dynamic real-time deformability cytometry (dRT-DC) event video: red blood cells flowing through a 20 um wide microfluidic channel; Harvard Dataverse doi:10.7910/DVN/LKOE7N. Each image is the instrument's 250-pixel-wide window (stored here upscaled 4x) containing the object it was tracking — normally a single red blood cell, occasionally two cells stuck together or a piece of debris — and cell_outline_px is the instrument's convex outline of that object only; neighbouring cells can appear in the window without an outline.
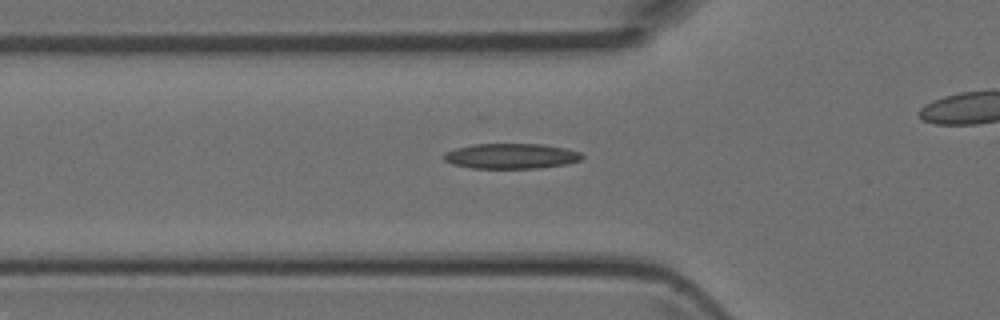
{"species": "Egyptian fruit bat (a non-hibernating species)", "species_latin": "Rousettus aegyptiacus", "temperature_condition": "room temperature", "stored_images_in_passage": 40, "camera_frame_rate_fps": 3000, "um_per_image_px": 0.085, "animal": {"sex": "female"}, "frame": {"image": 1, "passage_image": 17, "time_ms": 5.333, "image_size_px": [1000, 320], "cell_outline_px": [[584, 156], [580, 160], [568, 164], [540, 168], [472, 168], [452, 164], [444, 160], [444, 152], [456, 148], [472, 144], [540, 144], [564, 148], [580, 152]], "centroid_in_image_um": [43.44, 13.27], "position_along_channel_um": 82.4, "area_um2": 20.35}}
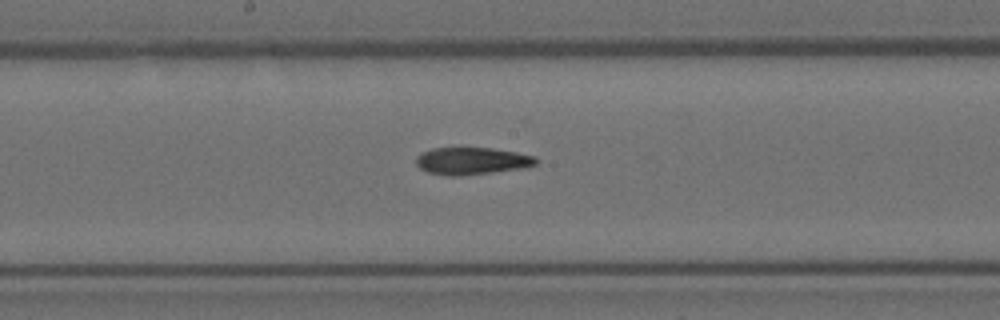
{"frame": {"image": 2, "passage_image": 26, "time_ms": 8.333, "image_size_px": [1000, 320], "cell_outline_px": [[540, 160], [536, 164], [524, 168], [460, 176], [448, 176], [428, 172], [420, 168], [416, 164], [416, 156], [420, 152], [432, 148], [492, 148], [516, 152], [536, 156]], "centroid_in_image_um": [40.11, 13.68], "position_along_channel_um": 208.1, "area_um2": 19.19}}
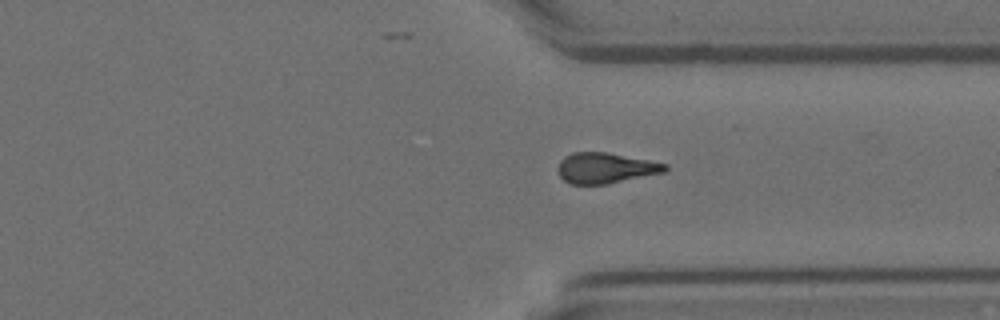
{"frame": {"image": 3, "passage_image": 37, "time_ms": 12.0, "image_size_px": [1000, 320], "cell_outline_px": [[668, 168], [664, 172], [608, 184], [572, 184], [564, 180], [560, 176], [560, 160], [564, 156], [572, 152], [604, 152], [648, 160], [668, 164]], "centroid_in_image_um": [51.48, 14.28], "position_along_channel_um": 359.9, "area_um2": 18.84}}